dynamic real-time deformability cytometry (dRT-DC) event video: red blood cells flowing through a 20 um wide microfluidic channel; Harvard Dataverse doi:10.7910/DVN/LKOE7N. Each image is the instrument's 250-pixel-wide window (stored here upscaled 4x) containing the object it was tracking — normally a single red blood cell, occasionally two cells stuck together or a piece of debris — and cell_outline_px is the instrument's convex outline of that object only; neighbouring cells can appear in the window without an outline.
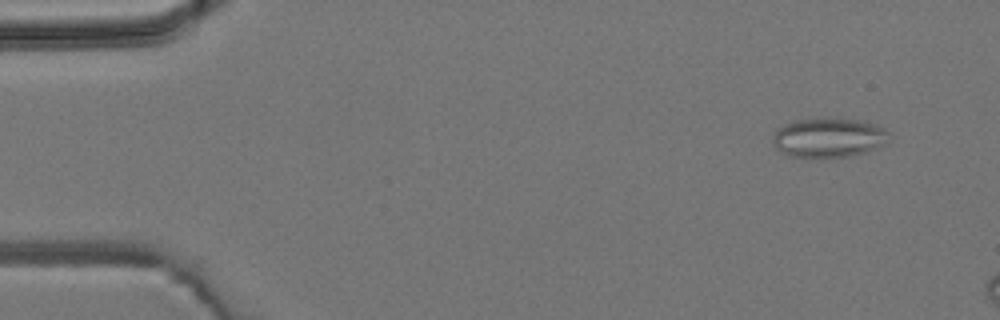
{"species": "common noctule bat (a hibernating species)", "species_latin": "Nyctalus noctula", "temperature_condition": "room temperature", "stored_images_in_passage": 3, "camera_frame_rate_fps": 3000, "um_per_image_px": 0.085, "animal": {"sex": "male", "body_mass_g": 19.2, "forearm_length_mm": 51.8}, "frame": {"image": 1, "passage_image": 1, "time_ms": 0.0, "image_size_px": [1000, 320], "cell_outline_px": [[892, 132], [888, 144], [852, 156], [816, 160], [808, 160], [792, 156], [780, 152], [772, 144], [772, 132], [796, 120], [820, 116], [864, 120], [876, 124]], "centroid_in_image_um": [70.46, 11.71], "position_along_channel_um": 14.5, "area_um2": 28.32}}